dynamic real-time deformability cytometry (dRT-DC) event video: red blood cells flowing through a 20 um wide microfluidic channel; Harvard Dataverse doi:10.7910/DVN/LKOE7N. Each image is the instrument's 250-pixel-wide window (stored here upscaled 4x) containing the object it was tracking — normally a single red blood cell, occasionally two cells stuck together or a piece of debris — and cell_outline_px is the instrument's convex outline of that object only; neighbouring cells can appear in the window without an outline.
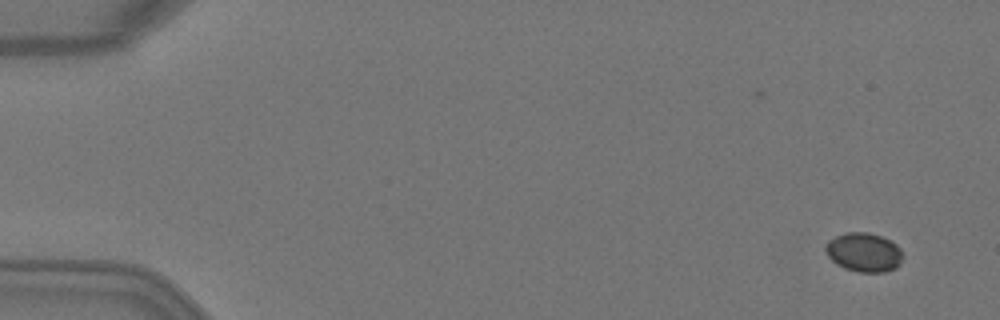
{"species": "Egyptian fruit bat (a non-hibernating species)", "species_latin": "Rousettus aegyptiacus", "temperature_condition": "warm", "stored_images_in_passage": 2, "camera_frame_rate_fps": 3000, "um_per_image_px": 0.085, "animal": {"sex": "female"}, "frame": {"image": 1, "passage_image": 2, "time_ms": 0.333, "image_size_px": [1000, 320], "cell_outline_px": [[904, 256], [900, 264], [896, 268], [884, 272], [860, 272], [844, 268], [836, 264], [828, 256], [824, 248], [828, 240], [844, 232], [868, 232], [880, 236], [896, 244], [900, 248]], "centroid_in_image_um": [73.43, 21.44], "position_along_channel_um": 11.6, "area_um2": 17.69}}